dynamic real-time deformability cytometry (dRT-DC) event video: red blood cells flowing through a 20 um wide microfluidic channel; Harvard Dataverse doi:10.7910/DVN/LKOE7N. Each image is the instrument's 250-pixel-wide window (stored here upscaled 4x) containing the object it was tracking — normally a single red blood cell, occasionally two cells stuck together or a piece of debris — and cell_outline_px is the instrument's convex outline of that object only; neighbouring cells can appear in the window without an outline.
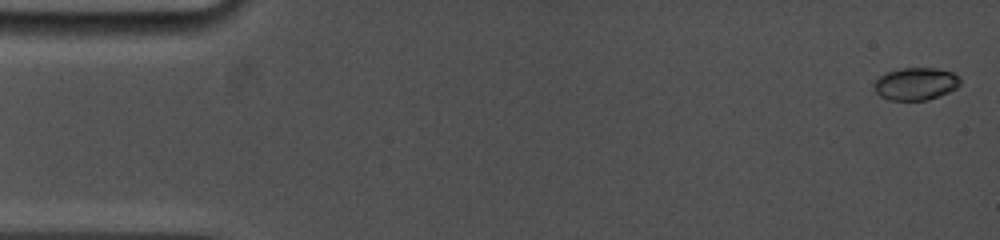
{"species": "common noctule bat (a hibernating species)", "species_latin": "Nyctalus noctula", "temperature_condition": "cold", "stored_images_in_passage": 4, "camera_frame_rate_fps": 5000, "um_per_image_px": 0.085, "animal": {"sex": "female", "body_mass_g": 19.0, "forearm_length_mm": 53.3}, "frame": {"image": 1, "passage_image": 1, "time_ms": 0.0, "image_size_px": [1000, 240], "cell_outline_px": [[960, 84], [956, 88], [948, 92], [928, 100], [892, 100], [880, 96], [876, 92], [872, 84], [876, 76], [884, 72], [900, 68], [936, 68], [952, 72], [960, 80]], "centroid_in_image_um": [77.77, 7.11], "position_along_channel_um": 7.2, "area_um2": 16.47}}
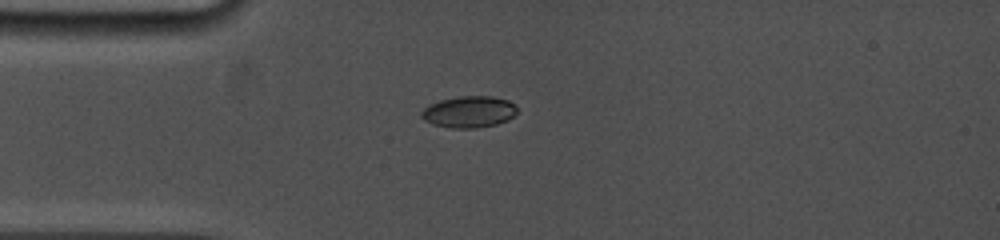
{"frame": {"image": 2, "passage_image": 4, "time_ms": 4.0, "image_size_px": [1000, 240], "cell_outline_px": [[516, 112], [508, 120], [496, 124], [476, 128], [452, 128], [432, 124], [424, 120], [420, 116], [420, 112], [428, 104], [440, 100], [460, 96], [492, 96], [508, 100], [516, 104]], "centroid_in_image_um": [39.84, 9.5], "position_along_channel_um": 45.2, "area_um2": 17.69}}